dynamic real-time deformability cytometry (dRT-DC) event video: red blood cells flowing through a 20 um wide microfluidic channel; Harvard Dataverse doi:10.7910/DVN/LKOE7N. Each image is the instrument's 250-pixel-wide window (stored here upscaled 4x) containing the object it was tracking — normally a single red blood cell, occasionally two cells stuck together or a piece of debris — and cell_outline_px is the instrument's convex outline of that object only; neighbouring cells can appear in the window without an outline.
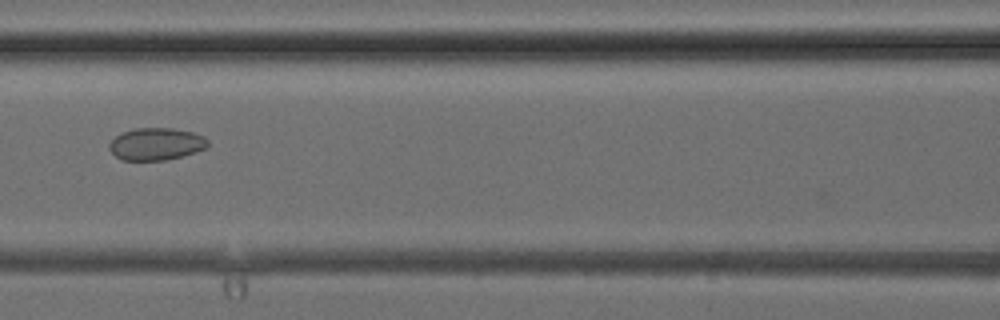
{"species": "common noctule bat (a hibernating species)", "species_latin": "Nyctalus noctula", "temperature_condition": "cold", "stored_images_in_passage": 5, "camera_frame_rate_fps": 3000, "um_per_image_px": 0.085, "animal": {"sex": "female", "body_mass_g": 24.6, "forearm_length_mm": 56.2}, "frame": {"image": 1, "passage_image": 5, "time_ms": 5.667, "image_size_px": [1000, 320], "cell_outline_px": [[208, 144], [204, 148], [196, 152], [164, 160], [124, 160], [116, 156], [108, 148], [108, 144], [116, 136], [124, 132], [136, 128], [172, 128], [192, 132], [204, 136], [208, 140]], "centroid_in_image_um": [13.27, 12.23], "position_along_channel_um": 153.3, "area_um2": 18.32}}